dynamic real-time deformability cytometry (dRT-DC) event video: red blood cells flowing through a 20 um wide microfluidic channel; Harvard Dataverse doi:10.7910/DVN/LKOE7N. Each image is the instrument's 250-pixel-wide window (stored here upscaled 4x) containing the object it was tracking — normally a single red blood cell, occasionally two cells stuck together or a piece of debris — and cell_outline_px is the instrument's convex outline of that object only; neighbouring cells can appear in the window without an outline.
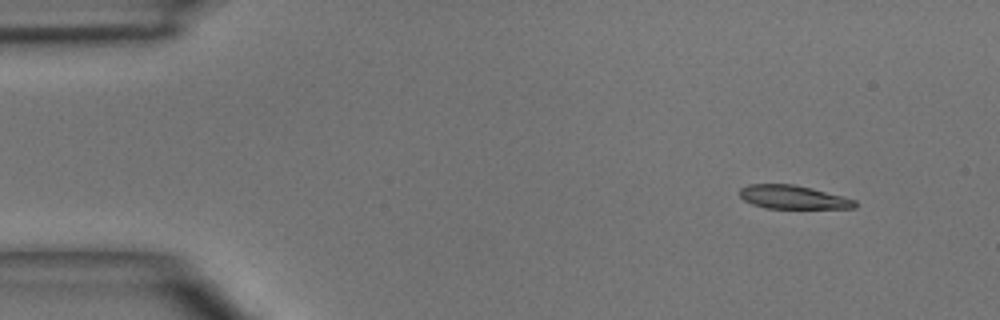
{"species": "common noctule bat (a hibernating species)", "species_latin": "Nyctalus noctula", "temperature_condition": "room temperature", "stored_images_in_passage": 4, "segment_of_instrument_passage": [1, 2], "camera_frame_rate_fps": 3000, "um_per_image_px": 0.085, "animal": {"sex": "male", "body_mass_g": 15.6}, "frame": {"image": 1, "passage_image": 1, "time_ms": 0.0, "image_size_px": [1000, 320], "cell_outline_px": [[856, 208], [764, 208], [752, 204], [744, 200], [740, 196], [740, 188], [748, 184], [792, 184], [812, 188], [856, 200]], "centroid_in_image_um": [67.38, 16.76], "position_along_channel_um": 17.6, "area_um2": 15.72}}